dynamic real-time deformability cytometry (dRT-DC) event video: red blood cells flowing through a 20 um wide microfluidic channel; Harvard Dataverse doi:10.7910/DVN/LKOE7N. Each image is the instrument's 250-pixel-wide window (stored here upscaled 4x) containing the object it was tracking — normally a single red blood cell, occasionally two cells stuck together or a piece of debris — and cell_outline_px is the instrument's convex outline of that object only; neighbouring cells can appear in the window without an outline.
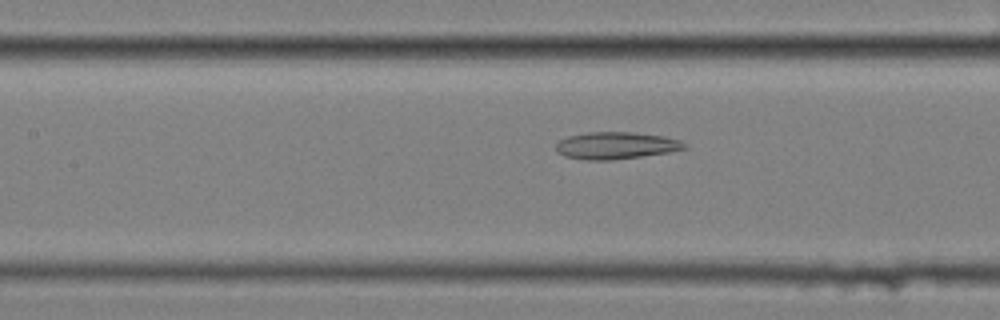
{"species": "common noctule bat (a hibernating species)", "species_latin": "Nyctalus noctula", "temperature_condition": "cold", "stored_images_in_passage": 43, "camera_frame_rate_fps": 3000, "um_per_image_px": 0.085, "animal": {"sex": "female", "body_mass_g": 25.1}, "frame": {"image": 1, "passage_image": 11, "time_ms": 3.333, "image_size_px": [1000, 320], "cell_outline_px": [[688, 148], [668, 152], [612, 160], [584, 160], [564, 156], [556, 152], [556, 144], [560, 140], [568, 136], [588, 132], [632, 132], [664, 136], [680, 140], [688, 144]], "centroid_in_image_um": [52.36, 12.37], "position_along_channel_um": 155.0, "area_um2": 20.35}}
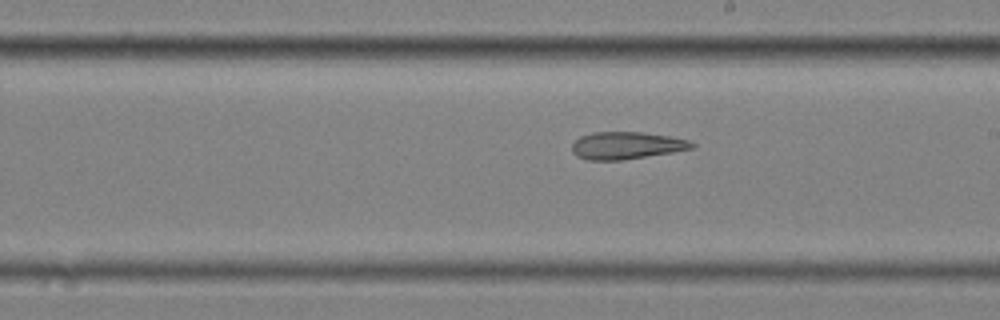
{"frame": {"image": 2, "passage_image": 18, "time_ms": 5.667, "image_size_px": [1000, 320], "cell_outline_px": [[696, 144], [692, 148], [672, 152], [620, 160], [588, 160], [576, 156], [572, 152], [572, 144], [580, 136], [592, 132], [640, 132], [668, 136], [688, 140]], "centroid_in_image_um": [53.2, 12.36], "position_along_channel_um": 235.8, "area_um2": 18.9}}
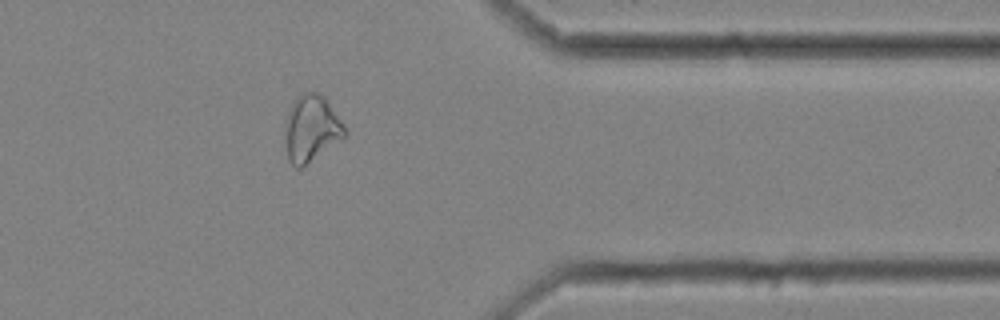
{"frame": {"image": 3, "passage_image": 32, "time_ms": 10.333, "image_size_px": [1000, 320], "cell_outline_px": [[348, 132], [344, 136], [300, 168], [296, 168], [288, 160], [284, 128], [284, 120], [292, 104], [304, 92], [316, 92], [324, 96], [344, 124]], "centroid_in_image_um": [26.44, 10.9], "position_along_channel_um": 385.0, "area_um2": 22.72}, "authors_computed_cell_mechanics": {"area_um2": 21.097, "velocity_mm_per_s": 3.4687, "shape_relaxation_time_tau1_ms": null, "shape_relaxation_time_tau2_ms": 4.5485, "deformation_change_tau1": null, "deformation_change_tau2": 0.1433}}